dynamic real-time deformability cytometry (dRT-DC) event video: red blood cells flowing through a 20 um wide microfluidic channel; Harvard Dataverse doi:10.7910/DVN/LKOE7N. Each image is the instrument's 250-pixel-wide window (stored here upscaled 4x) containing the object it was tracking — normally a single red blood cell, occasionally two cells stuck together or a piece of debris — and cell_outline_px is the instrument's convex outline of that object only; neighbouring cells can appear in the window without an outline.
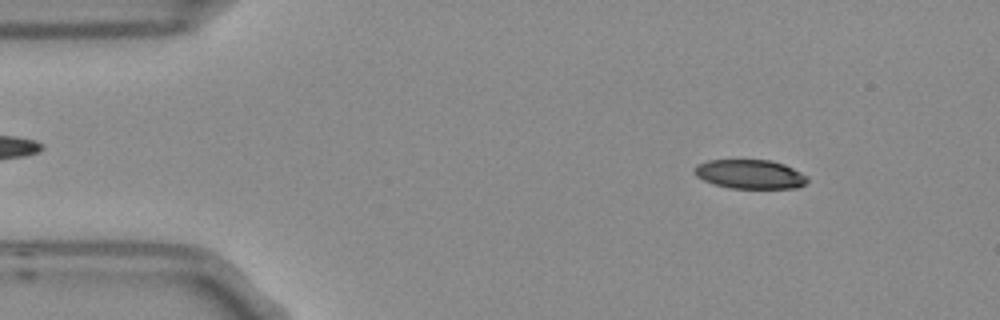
{"species": "Egyptian fruit bat (a non-hibernating species)", "species_latin": "Rousettus aegyptiacus", "temperature_condition": "room temperature", "stored_images_in_passage": 7, "camera_frame_rate_fps": 3000, "um_per_image_px": 0.085, "frame": {"image": 1, "passage_image": 1, "time_ms": 0.0, "image_size_px": [1000, 320], "cell_outline_px": [[808, 180], [800, 188], [728, 188], [712, 184], [696, 176], [692, 172], [692, 168], [696, 164], [708, 160], [772, 160], [784, 164], [808, 176]], "centroid_in_image_um": [63.71, 14.81], "position_along_channel_um": 21.3, "area_um2": 19.42}}
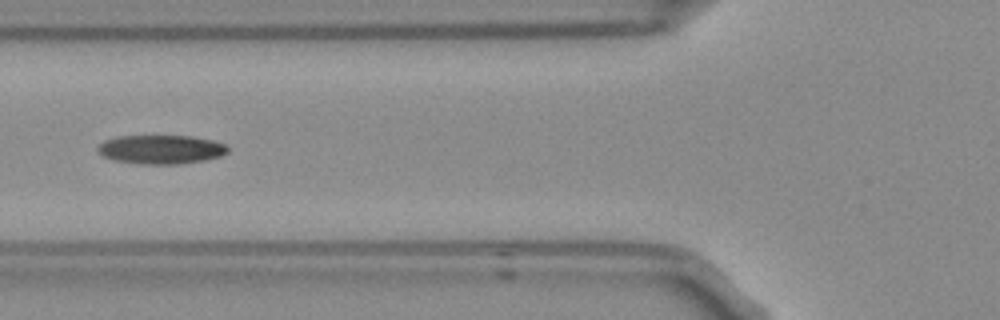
{"frame": {"image": 2, "passage_image": 4, "time_ms": 1.0, "image_size_px": [1000, 320], "cell_outline_px": [[228, 152], [220, 156], [204, 160], [180, 164], [140, 164], [116, 160], [104, 156], [96, 148], [104, 140], [116, 136], [192, 136], [212, 140], [228, 144]], "centroid_in_image_um": [13.71, 12.69], "position_along_channel_um": 112.1, "area_um2": 21.91}}
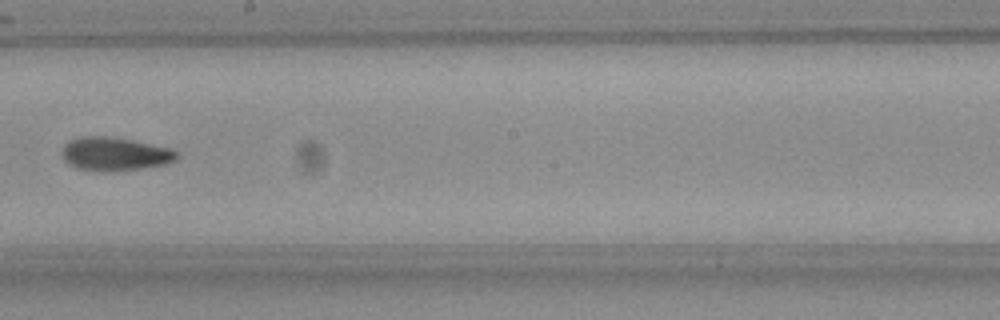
{"frame": {"image": 3, "passage_image": 7, "time_ms": 2.0, "image_size_px": [1000, 320], "cell_outline_px": [[176, 160], [164, 164], [140, 168], [108, 172], [76, 168], [68, 164], [64, 160], [64, 144], [72, 140], [84, 136], [104, 136], [132, 140], [168, 148], [176, 152]], "centroid_in_image_um": [9.73, 13.09], "position_along_channel_um": 238.5, "area_um2": 21.85}}